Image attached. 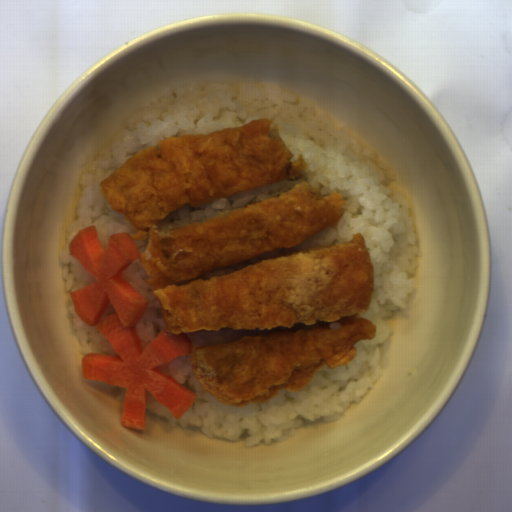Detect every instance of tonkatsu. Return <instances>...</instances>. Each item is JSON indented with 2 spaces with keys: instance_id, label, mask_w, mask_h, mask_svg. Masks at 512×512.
<instances>
[{
  "instance_id": "obj_1",
  "label": "tonkatsu",
  "mask_w": 512,
  "mask_h": 512,
  "mask_svg": "<svg viewBox=\"0 0 512 512\" xmlns=\"http://www.w3.org/2000/svg\"><path fill=\"white\" fill-rule=\"evenodd\" d=\"M272 120L254 119L209 134H185L126 159L101 180L109 209L124 214L134 240L148 243L139 261L161 307L166 332L267 329L231 343L192 347L189 363L203 392L242 408L306 388L316 371L350 364L360 340L376 338L367 313L374 264L361 232L350 241L293 250L238 271L215 268L300 245L345 214L343 193L302 180L309 166L294 154ZM287 181L278 196L219 212L218 217L164 231L171 213L220 197Z\"/></svg>"
}]
</instances>
